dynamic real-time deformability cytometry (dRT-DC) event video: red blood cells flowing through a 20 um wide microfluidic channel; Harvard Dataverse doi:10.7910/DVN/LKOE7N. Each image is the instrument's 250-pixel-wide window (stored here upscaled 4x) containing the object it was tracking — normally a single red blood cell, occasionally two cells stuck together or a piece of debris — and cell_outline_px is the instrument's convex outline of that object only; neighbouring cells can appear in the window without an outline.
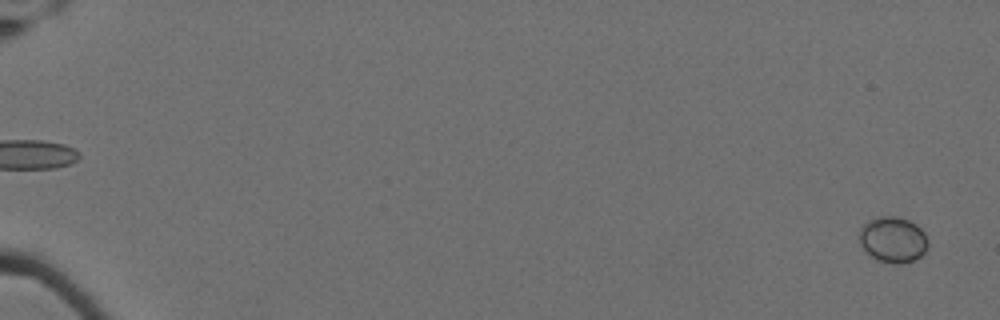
{"species": "Egyptian fruit bat (a non-hibernating species)", "species_latin": "Rousettus aegyptiacus", "temperature_condition": "cold", "stored_images_in_passage": 40, "camera_frame_rate_fps": 3000, "um_per_image_px": 0.085, "animal": {"sex": "female"}, "frame": {"image": 1, "passage_image": 3, "time_ms": 0.667, "image_size_px": [1000, 320], "cell_outline_px": [[928, 248], [916, 260], [900, 264], [892, 264], [876, 260], [860, 244], [860, 228], [868, 220], [880, 216], [896, 216], [908, 220], [916, 224], [924, 232], [928, 240]], "centroid_in_image_um": [75.92, 20.37], "position_along_channel_um": 9.1, "area_um2": 18.44}}
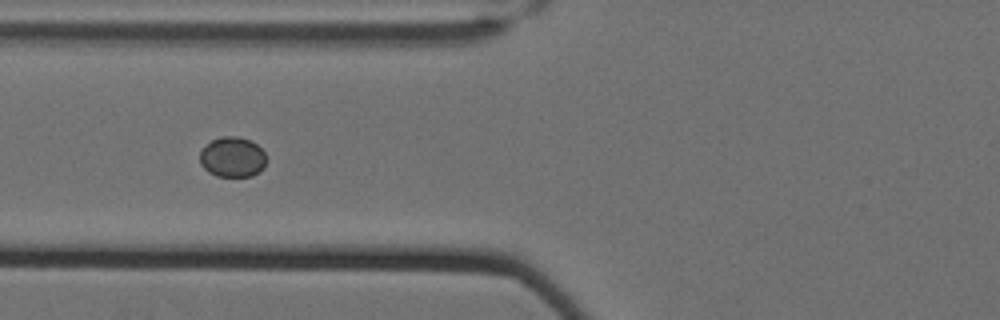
{"frame": {"image": 2, "passage_image": 28, "time_ms": 9.0, "image_size_px": [1000, 320], "cell_outline_px": [[268, 160], [264, 168], [260, 172], [252, 176], [216, 176], [208, 172], [200, 164], [200, 152], [212, 140], [220, 136], [236, 136], [252, 140], [264, 152]], "centroid_in_image_um": [19.79, 13.36], "position_along_channel_um": 106.0, "area_um2": 15.78}}
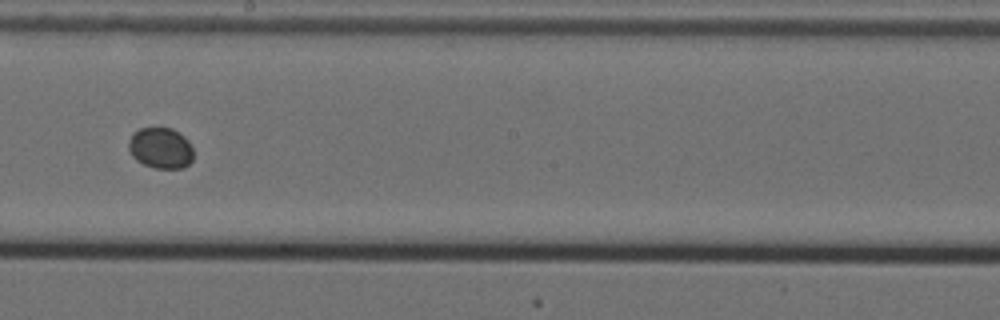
{"frame": {"image": 3, "passage_image": 39, "time_ms": 12.667, "image_size_px": [1000, 320], "cell_outline_px": [[192, 160], [184, 168], [156, 168], [144, 164], [136, 160], [132, 156], [128, 148], [128, 140], [132, 132], [140, 128], [172, 128], [184, 136], [188, 140], [192, 148]], "centroid_in_image_um": [13.63, 12.57], "position_along_channel_um": 234.6, "area_um2": 15.55}}